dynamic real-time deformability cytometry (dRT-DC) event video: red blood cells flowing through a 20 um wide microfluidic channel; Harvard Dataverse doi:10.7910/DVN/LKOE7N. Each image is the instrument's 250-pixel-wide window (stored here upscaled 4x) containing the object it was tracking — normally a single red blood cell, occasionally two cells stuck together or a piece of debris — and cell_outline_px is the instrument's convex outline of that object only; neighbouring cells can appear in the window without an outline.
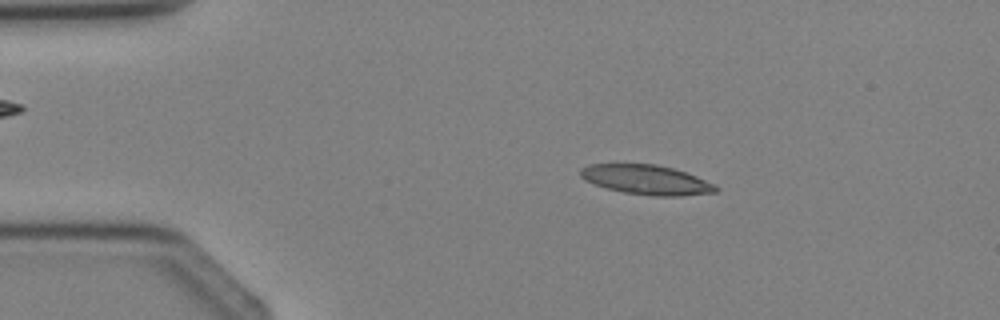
{"species": "Egyptian fruit bat (a non-hibernating species)", "species_latin": "Rousettus aegyptiacus", "temperature_condition": "cold", "stored_images_in_passage": 4, "segment_of_instrument_passage": [1, 2], "camera_frame_rate_fps": 3000, "um_per_image_px": 0.085, "animal": {"sex": "female"}, "frame": {"image": 1, "passage_image": 2, "time_ms": 1.0, "image_size_px": [1000, 320], "cell_outline_px": [[720, 188], [716, 192], [680, 196], [656, 196], [624, 192], [604, 188], [584, 180], [580, 176], [580, 168], [588, 164], [656, 164], [672, 168], [696, 176], [716, 184]], "centroid_in_image_um": [54.93, 15.28], "position_along_channel_um": 30.1, "area_um2": 23.41}}